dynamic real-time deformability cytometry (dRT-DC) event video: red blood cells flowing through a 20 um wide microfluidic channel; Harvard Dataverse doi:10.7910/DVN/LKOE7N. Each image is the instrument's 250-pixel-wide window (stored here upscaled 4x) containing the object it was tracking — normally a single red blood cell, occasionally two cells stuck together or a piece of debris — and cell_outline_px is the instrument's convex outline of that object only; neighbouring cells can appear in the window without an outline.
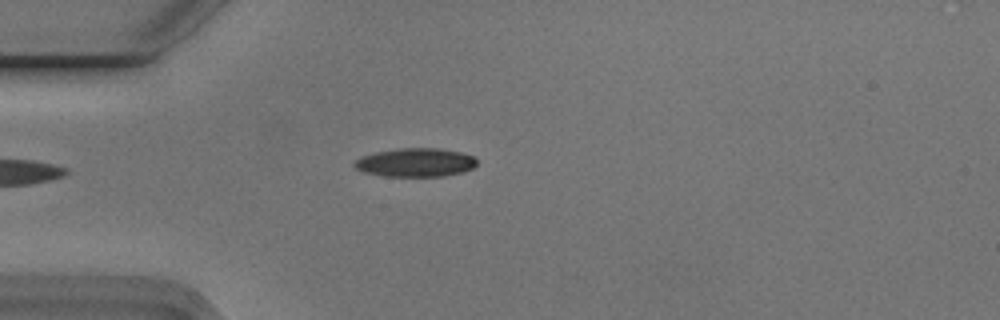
{"species": "Egyptian fruit bat (a non-hibernating species)", "species_latin": "Rousettus aegyptiacus", "temperature_condition": "cold", "stored_images_in_passage": 1, "camera_frame_rate_fps": 3000, "um_per_image_px": 0.085, "animal": {"sex": "male"}, "frame": {"image": 1, "passage_image": 1, "time_ms": 0.0, "image_size_px": [1000, 320], "cell_outline_px": [[476, 164], [472, 168], [464, 172], [444, 176], [384, 176], [364, 172], [356, 168], [352, 164], [360, 156], [376, 152], [400, 148], [440, 148], [460, 152], [476, 156]], "centroid_in_image_um": [35.33, 13.81], "position_along_channel_um": 49.7, "area_um2": 20.52}}